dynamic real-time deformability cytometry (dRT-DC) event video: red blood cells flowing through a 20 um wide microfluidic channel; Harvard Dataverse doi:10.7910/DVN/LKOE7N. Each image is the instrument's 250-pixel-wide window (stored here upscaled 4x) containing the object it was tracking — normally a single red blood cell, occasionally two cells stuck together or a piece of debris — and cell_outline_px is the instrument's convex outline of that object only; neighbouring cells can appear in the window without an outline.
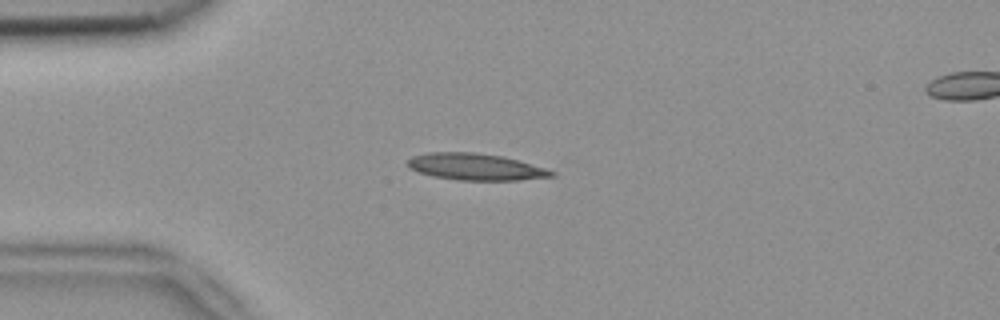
{"species": "common noctule bat (a hibernating species)", "species_latin": "Nyctalus noctula", "temperature_condition": "room temperature", "stored_images_in_passage": 5, "camera_frame_rate_fps": 3000, "um_per_image_px": 0.085, "animal": {"sex": "female", "body_mass_g": 18.4}, "frame": {"image": 1, "passage_image": 3, "time_ms": 0.667, "image_size_px": [1000, 320], "cell_outline_px": [[556, 176], [516, 180], [456, 180], [432, 176], [408, 168], [408, 160], [412, 156], [428, 152], [472, 152], [500, 156], [516, 160], [544, 168], [556, 172]], "centroid_in_image_um": [40.38, 14.18], "position_along_channel_um": 44.6, "area_um2": 22.14}}